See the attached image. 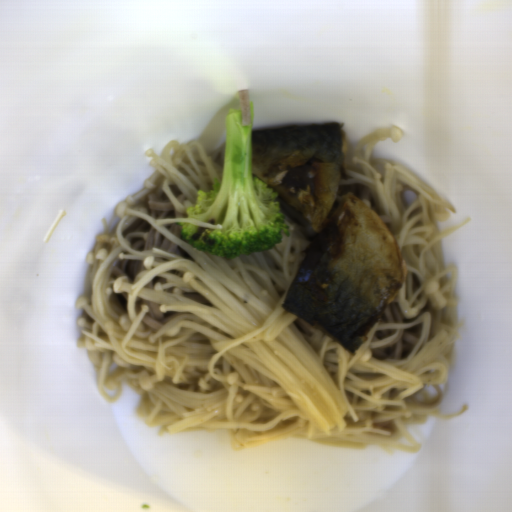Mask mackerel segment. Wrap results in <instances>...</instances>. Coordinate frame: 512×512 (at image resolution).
I'll return each mask as SVG.
<instances>
[{
  "label": "mackerel segment",
  "instance_id": "obj_1",
  "mask_svg": "<svg viewBox=\"0 0 512 512\" xmlns=\"http://www.w3.org/2000/svg\"><path fill=\"white\" fill-rule=\"evenodd\" d=\"M250 144L252 176L272 187L277 210L307 238L281 306L360 351L407 272L382 217L356 194L336 196L344 125L251 129Z\"/></svg>",
  "mask_w": 512,
  "mask_h": 512
}]
</instances>
